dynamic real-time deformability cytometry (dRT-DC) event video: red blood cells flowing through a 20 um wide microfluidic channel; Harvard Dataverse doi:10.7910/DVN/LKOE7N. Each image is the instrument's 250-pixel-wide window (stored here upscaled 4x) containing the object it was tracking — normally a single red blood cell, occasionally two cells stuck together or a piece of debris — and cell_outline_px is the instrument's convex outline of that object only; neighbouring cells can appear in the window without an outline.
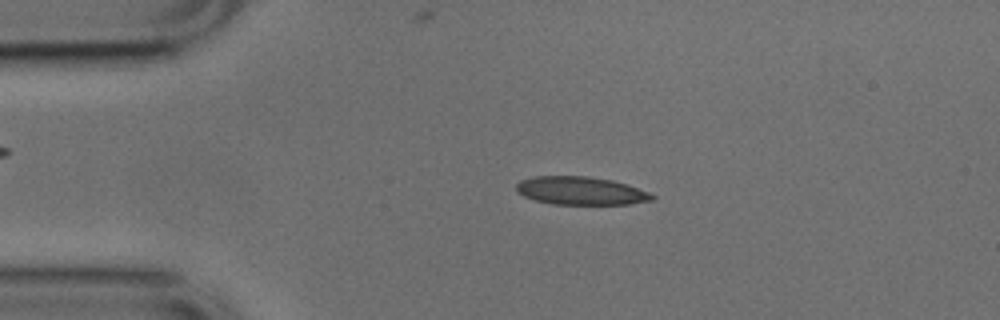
{"species": "common noctule bat (a hibernating species)", "species_latin": "Nyctalus noctula", "temperature_condition": "cold", "stored_images_in_passage": 43, "camera_frame_rate_fps": 3000, "um_per_image_px": 0.085, "animal": {"sex": "male", "body_mass_g": 17.9, "forearm_length_mm": 54.2}, "frame": {"image": 1, "passage_image": 2, "time_ms": 0.333, "image_size_px": [1000, 320], "cell_outline_px": [[656, 196], [652, 200], [628, 204], [552, 204], [536, 200], [524, 196], [516, 192], [516, 184], [520, 180], [536, 176], [588, 176], [612, 180], [628, 184], [648, 192]], "centroid_in_image_um": [49.35, 16.21], "position_along_channel_um": 35.6, "area_um2": 22.25}}
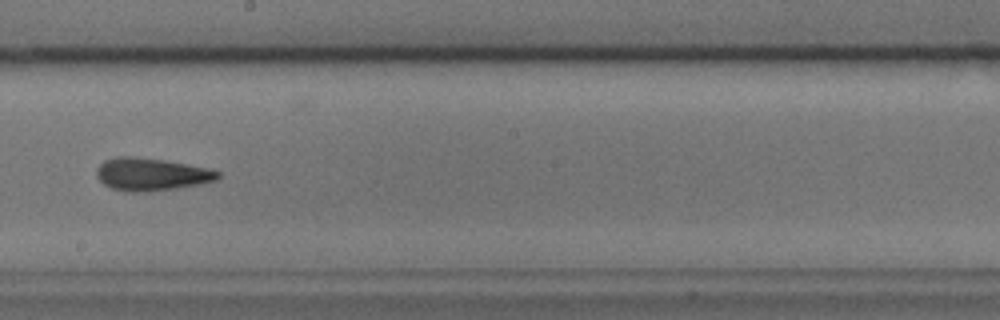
{"frame": {"image": 2, "passage_image": 20, "time_ms": 6.333, "image_size_px": [1000, 320], "cell_outline_px": [[220, 176], [216, 180], [200, 184], [176, 188], [144, 192], [128, 192], [112, 188], [104, 184], [96, 176], [96, 168], [104, 160], [120, 156], [132, 156], [164, 160], [204, 168], [220, 172]], "centroid_in_image_um": [12.81, 14.82], "position_along_channel_um": 235.4, "area_um2": 22.83}}
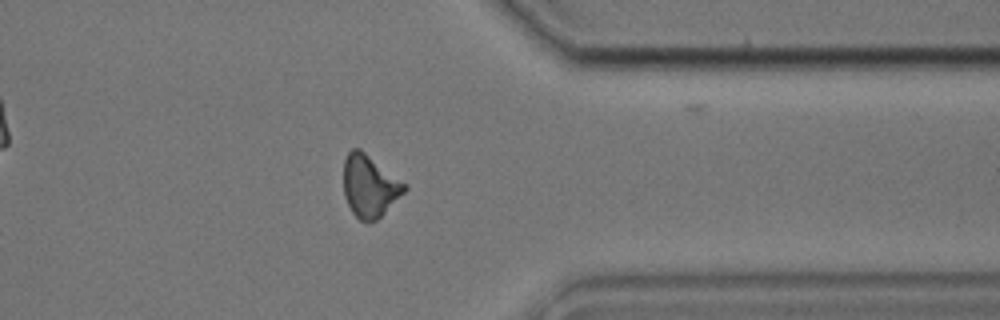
{"frame": {"image": 3, "passage_image": 32, "time_ms": 10.333, "image_size_px": [1000, 320], "cell_outline_px": [[408, 188], [376, 220], [368, 224], [360, 220], [352, 212], [344, 196], [344, 160], [348, 152], [352, 148], [360, 148], [408, 184]], "centroid_in_image_um": [31.42, 15.8], "position_along_channel_um": 380.0, "area_um2": 22.14}, "authors_computed_cell_mechanics": {"area_um2": 21.9062, "velocity_mm_per_s": 3.8562, "shape_relaxation_time_tau1_ms": 2.7704, "shape_relaxation_time_tau2_ms": 2.7285, "deformation_change_tau1": 0.14, "deformation_change_tau2": 0.1358}}